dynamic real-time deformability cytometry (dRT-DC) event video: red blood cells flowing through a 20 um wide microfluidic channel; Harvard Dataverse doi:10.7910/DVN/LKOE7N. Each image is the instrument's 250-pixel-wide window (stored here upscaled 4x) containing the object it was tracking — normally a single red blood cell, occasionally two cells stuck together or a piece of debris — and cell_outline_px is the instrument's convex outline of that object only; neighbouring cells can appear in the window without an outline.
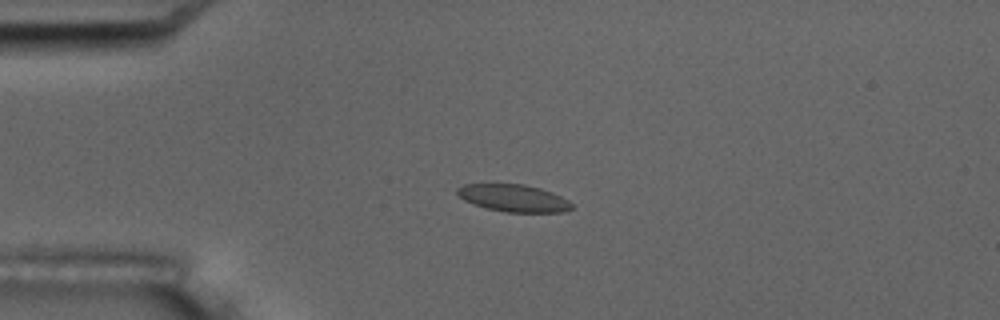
{"species": "common noctule bat (a hibernating species)", "species_latin": "Nyctalus noctula", "temperature_condition": "room temperature", "stored_images_in_passage": 4, "camera_frame_rate_fps": 3000, "um_per_image_px": 0.085, "animal": {"sex": "male", "body_mass_g": 17.5, "forearm_length_mm": 52.3}, "frame": {"image": 1, "passage_image": 4, "time_ms": 4.0, "image_size_px": [1000, 320], "cell_outline_px": [[572, 208], [564, 212], [508, 212], [484, 208], [472, 204], [464, 200], [456, 192], [456, 188], [464, 184], [524, 184], [540, 188], [552, 192], [568, 200], [572, 204]], "centroid_in_image_um": [43.63, 16.84], "position_along_channel_um": 41.4, "area_um2": 18.21}}